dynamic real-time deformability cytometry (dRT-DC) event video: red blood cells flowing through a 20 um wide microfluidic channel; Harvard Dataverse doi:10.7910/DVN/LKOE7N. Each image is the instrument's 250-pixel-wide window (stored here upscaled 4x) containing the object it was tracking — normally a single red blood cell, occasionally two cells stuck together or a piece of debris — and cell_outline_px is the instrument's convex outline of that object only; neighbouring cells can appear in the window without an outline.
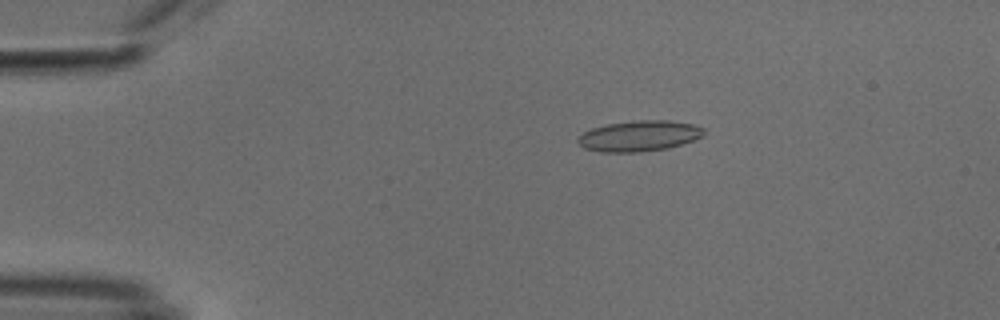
{"species": "common noctule bat (a hibernating species)", "species_latin": "Nyctalus noctula", "temperature_condition": "cold", "stored_images_in_passage": 53, "camera_frame_rate_fps": 3000, "um_per_image_px": 0.085, "animal": {"sex": "male", "body_mass_g": 18.8}, "frame": {"image": 1, "passage_image": 10, "time_ms": 3.0, "image_size_px": [1000, 320], "cell_outline_px": [[704, 136], [668, 148], [640, 152], [600, 152], [584, 148], [576, 140], [584, 132], [592, 128], [608, 124], [636, 120], [668, 120], [696, 124], [704, 128]], "centroid_in_image_um": [54.35, 11.55], "position_along_channel_um": 30.6, "area_um2": 22.54}}
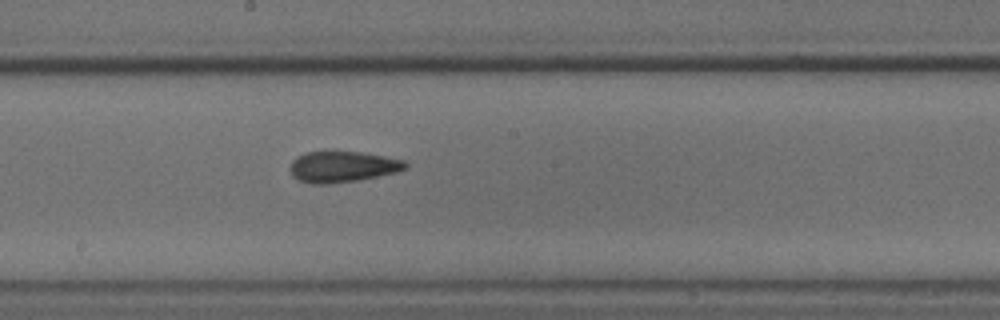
{"frame": {"image": 2, "passage_image": 29, "time_ms": 9.333, "image_size_px": [1000, 320], "cell_outline_px": [[408, 168], [396, 172], [360, 180], [328, 184], [312, 184], [296, 180], [292, 176], [288, 168], [292, 160], [296, 156], [308, 152], [360, 152], [384, 156], [404, 160], [408, 164]], "centroid_in_image_um": [29.08, 14.19], "position_along_channel_um": 219.1, "area_um2": 21.04}}
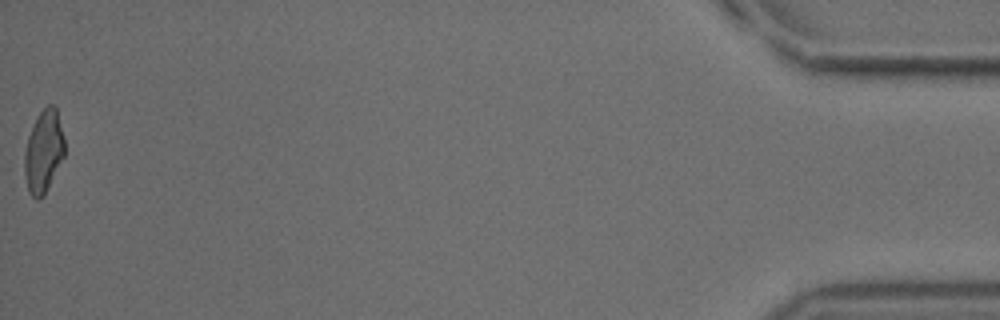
{"frame": {"image": 3, "passage_image": 53, "time_ms": 17.333, "image_size_px": [1000, 320], "cell_outline_px": [[64, 156], [44, 196], [40, 200], [36, 200], [28, 192], [24, 172], [24, 152], [28, 136], [36, 116], [48, 104], [52, 104], [56, 108], [64, 136]], "centroid_in_image_um": [3.69, 12.89], "position_along_channel_um": 431.5, "area_um2": 19.42}, "authors_computed_cell_mechanics": {"area_um2": 20.519, "velocity_mm_per_s": 3.8233, "shape_relaxation_time_tau1_ms": null, "shape_relaxation_time_tau2_ms": 2.6996, "deformation_change_tau1": null, "deformation_change_tau2": 0.1109}}